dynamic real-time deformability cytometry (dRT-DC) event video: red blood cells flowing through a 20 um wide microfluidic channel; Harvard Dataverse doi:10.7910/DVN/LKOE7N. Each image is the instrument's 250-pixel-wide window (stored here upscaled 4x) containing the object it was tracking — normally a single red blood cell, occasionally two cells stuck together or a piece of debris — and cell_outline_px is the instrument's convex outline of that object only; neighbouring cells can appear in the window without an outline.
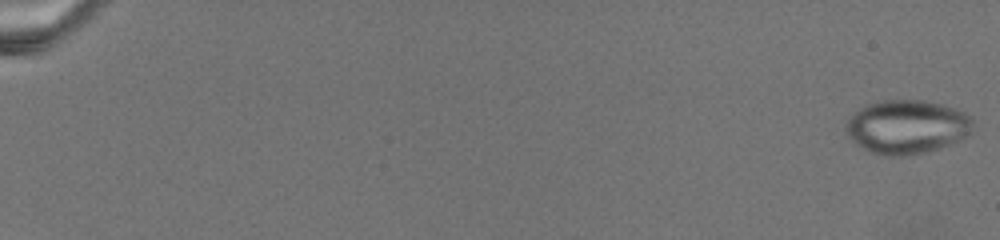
{"species": "common noctule bat (a hibernating species)", "species_latin": "Nyctalus noctula", "temperature_condition": "warm", "stored_images_in_passage": 78, "camera_frame_rate_fps": 3000, "um_per_image_px": 0.085, "animal": {"sex": "female", "body_mass_g": 19.5, "forearm_length_mm": 54.1}, "frame": {"image": 1, "passage_image": 1, "time_ms": 0.0, "image_size_px": [1000, 240], "cell_outline_px": [[972, 132], [968, 136], [960, 140], [924, 152], [908, 156], [884, 156], [868, 152], [856, 144], [848, 136], [844, 128], [848, 120], [860, 108], [868, 104], [884, 100], [924, 100], [940, 104], [964, 112], [972, 116]], "centroid_in_image_um": [77.08, 10.79], "position_along_channel_um": 7.9, "area_um2": 39.82}}
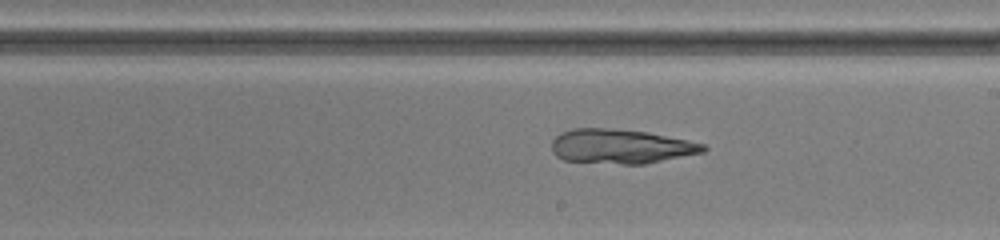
{"frame": {"image": 2, "passage_image": 49, "time_ms": 16.0, "image_size_px": [1000, 240], "cell_outline_px": [[708, 148], [704, 152], [644, 164], [620, 164], [564, 160], [556, 156], [552, 152], [552, 140], [560, 132], [572, 128], [604, 128], [648, 132], [688, 140], [704, 144]], "centroid_in_image_um": [52.75, 12.44], "position_along_channel_um": 236.2, "area_um2": 30.4}}
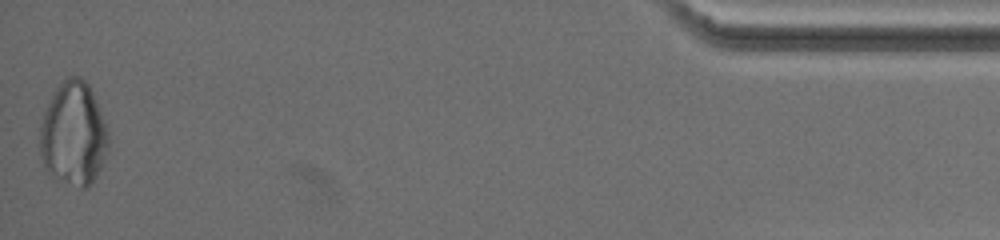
{"frame": {"image": 3, "passage_image": 78, "time_ms": 25.667, "image_size_px": [1000, 240], "cell_outline_px": [[108, 148], [100, 168], [96, 176], [84, 188], [80, 188], [56, 180], [48, 172], [44, 164], [40, 152], [40, 128], [44, 112], [56, 88], [68, 76], [80, 76], [88, 84], [92, 92], [108, 132]], "centroid_in_image_um": [6.23, 11.4], "position_along_channel_um": 429.0, "area_um2": 40.86}}